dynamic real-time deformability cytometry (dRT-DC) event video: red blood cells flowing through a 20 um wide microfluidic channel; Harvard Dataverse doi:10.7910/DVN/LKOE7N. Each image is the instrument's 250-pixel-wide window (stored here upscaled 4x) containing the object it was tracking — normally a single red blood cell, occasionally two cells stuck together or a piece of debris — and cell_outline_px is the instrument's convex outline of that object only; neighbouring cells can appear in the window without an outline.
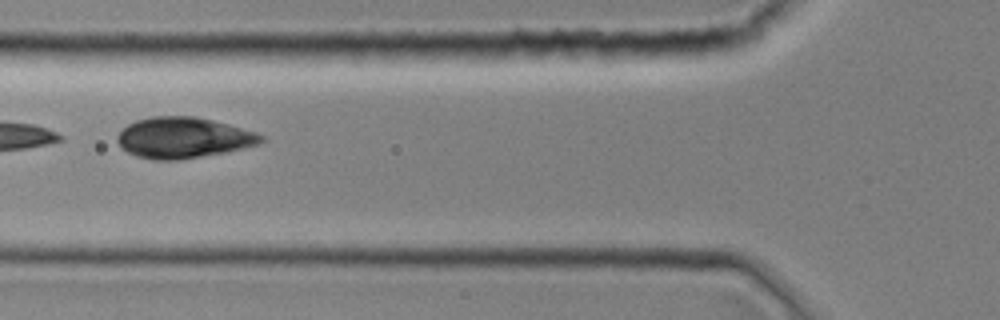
{"species": "common noctule bat (a hibernating species)", "species_latin": "Nyctalus noctula", "temperature_condition": "room temperature", "stored_images_in_passage": 32, "camera_frame_rate_fps": 3000, "um_per_image_px": 0.085, "animal": {"sex": "female", "body_mass_g": 19.0, "forearm_length_mm": 51.5}, "frame": {"image": 1, "passage_image": 15, "time_ms": 4.667, "image_size_px": [1000, 320], "cell_outline_px": [[264, 140], [260, 144], [244, 148], [224, 152], [180, 160], [152, 160], [136, 156], [120, 148], [116, 140], [116, 136], [128, 124], [136, 120], [152, 116], [196, 116], [228, 124], [256, 132], [264, 136]], "centroid_in_image_um": [15.56, 11.71], "position_along_channel_um": 110.2, "area_um2": 34.39}}